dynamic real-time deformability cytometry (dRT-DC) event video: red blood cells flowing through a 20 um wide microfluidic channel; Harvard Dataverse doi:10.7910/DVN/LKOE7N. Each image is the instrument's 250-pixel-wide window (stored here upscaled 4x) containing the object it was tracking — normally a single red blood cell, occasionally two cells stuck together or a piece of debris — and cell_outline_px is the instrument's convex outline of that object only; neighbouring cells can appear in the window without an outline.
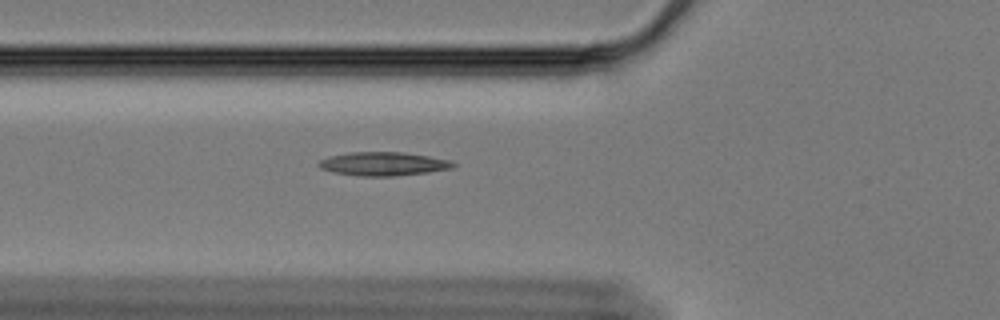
{"species": "Egyptian fruit bat (a non-hibernating species)", "species_latin": "Rousettus aegyptiacus", "temperature_condition": "cold", "stored_images_in_passage": 41, "camera_frame_rate_fps": 3000, "um_per_image_px": 0.085, "animal": {"sex": "female"}, "frame": {"image": 1, "passage_image": 3, "time_ms": 0.667, "image_size_px": [1000, 320], "cell_outline_px": [[456, 164], [452, 168], [428, 172], [392, 176], [356, 176], [332, 172], [320, 168], [316, 164], [320, 160], [332, 156], [352, 152], [404, 152], [428, 156], [448, 160]], "centroid_in_image_um": [32.55, 13.93], "position_along_channel_um": 93.3, "area_um2": 18.38}}
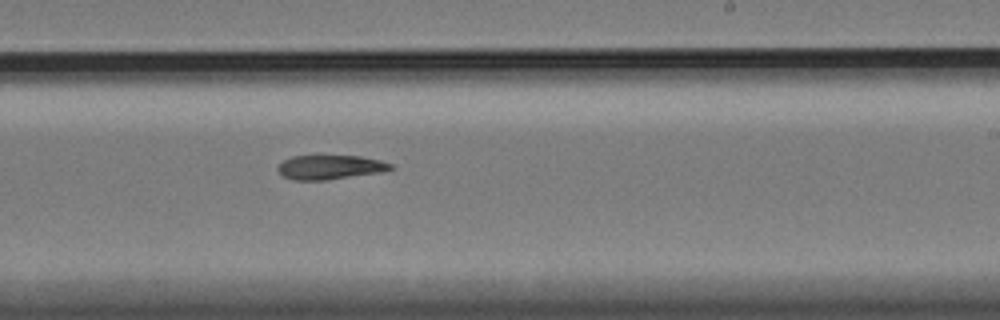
{"frame": {"image": 2, "passage_image": 18, "time_ms": 5.667, "image_size_px": [1000, 320], "cell_outline_px": [[392, 168], [380, 172], [328, 180], [292, 180], [284, 176], [276, 168], [284, 160], [292, 156], [360, 156], [380, 160], [392, 164]], "centroid_in_image_um": [28.04, 14.21], "position_along_channel_um": 261.0, "area_um2": 15.78}}
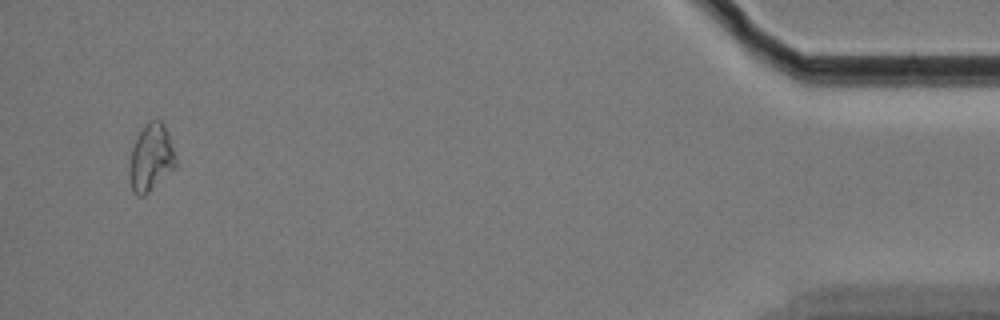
{"frame": {"image": 3, "passage_image": 39, "time_ms": 12.667, "image_size_px": [1000, 320], "cell_outline_px": [[176, 164], [144, 196], [136, 196], [132, 192], [128, 172], [132, 148], [140, 132], [148, 120], [160, 120], [164, 124], [176, 156]], "centroid_in_image_um": [12.8, 13.41], "position_along_channel_um": 422.4, "area_um2": 17.74}}